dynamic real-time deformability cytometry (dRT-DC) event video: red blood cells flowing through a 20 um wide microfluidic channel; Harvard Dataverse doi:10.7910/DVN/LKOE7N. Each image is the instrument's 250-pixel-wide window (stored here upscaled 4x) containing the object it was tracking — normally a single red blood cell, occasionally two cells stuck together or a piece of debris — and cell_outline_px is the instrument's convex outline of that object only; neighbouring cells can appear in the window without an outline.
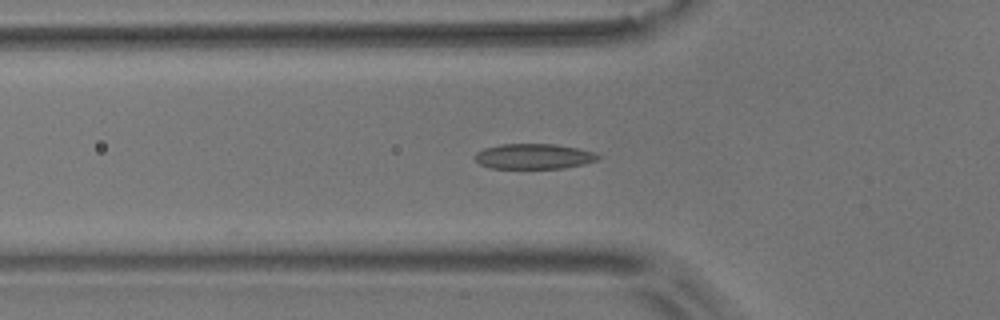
{"species": "common noctule bat (a hibernating species)", "species_latin": "Nyctalus noctula", "temperature_condition": "room temperature", "stored_images_in_passage": 38, "camera_frame_rate_fps": 3000, "um_per_image_px": 0.085, "animal": {"sex": "male", "body_mass_g": 17.9}, "frame": {"image": 1, "passage_image": 11, "time_ms": 3.333, "image_size_px": [1000, 320], "cell_outline_px": [[600, 156], [596, 160], [584, 164], [564, 168], [488, 168], [480, 164], [476, 160], [476, 152], [484, 148], [500, 144], [556, 144], [596, 152]], "centroid_in_image_um": [45.37, 13.29], "position_along_channel_um": 80.4, "area_um2": 18.09}}
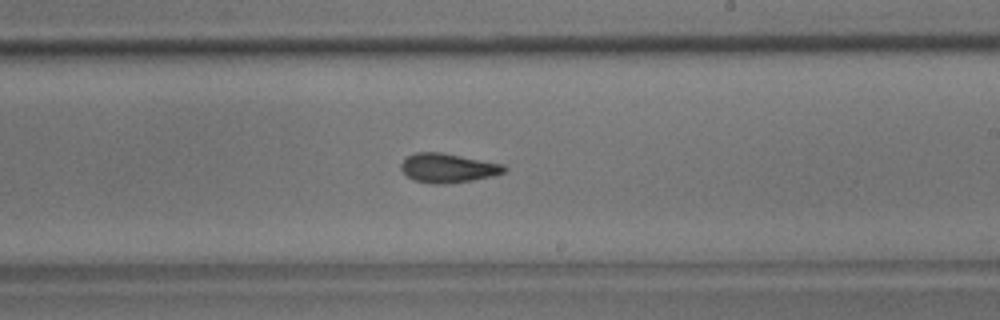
{"frame": {"image": 2, "passage_image": 25, "time_ms": 8.0, "image_size_px": [1000, 320], "cell_outline_px": [[508, 168], [504, 172], [492, 176], [472, 180], [448, 184], [436, 184], [416, 180], [408, 176], [400, 168], [400, 164], [408, 156], [416, 152], [440, 152], [504, 164]], "centroid_in_image_um": [38.09, 14.28], "position_along_channel_um": 250.9, "area_um2": 17.4}}
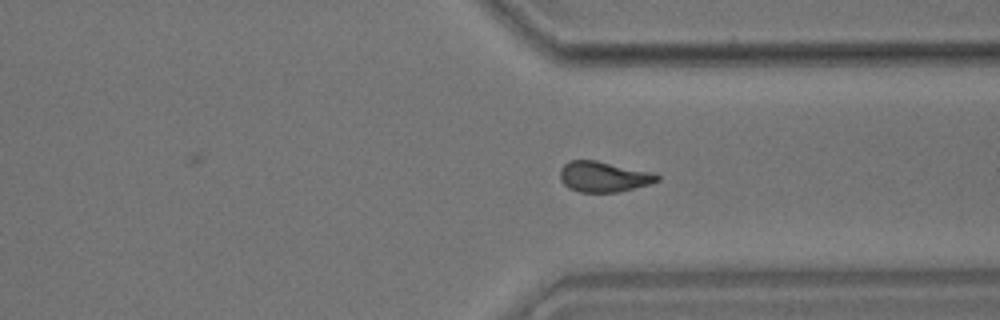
{"frame": {"image": 3, "passage_image": 34, "time_ms": 11.0, "image_size_px": [1000, 320], "cell_outline_px": [[660, 180], [648, 184], [616, 192], [580, 192], [568, 188], [560, 180], [560, 168], [568, 160], [596, 160], [652, 172], [660, 176]], "centroid_in_image_um": [51.26, 15.01], "position_along_channel_um": 360.1, "area_um2": 17.22}, "authors_computed_cell_mechanics": {"area_um2": 17.6001, "velocity_mm_per_s": 3.6377, "shape_relaxation_time_tau1_ms": null, "shape_relaxation_time_tau2_ms": 2.2267, "deformation_change_tau1": null, "deformation_change_tau2": 0.086}}